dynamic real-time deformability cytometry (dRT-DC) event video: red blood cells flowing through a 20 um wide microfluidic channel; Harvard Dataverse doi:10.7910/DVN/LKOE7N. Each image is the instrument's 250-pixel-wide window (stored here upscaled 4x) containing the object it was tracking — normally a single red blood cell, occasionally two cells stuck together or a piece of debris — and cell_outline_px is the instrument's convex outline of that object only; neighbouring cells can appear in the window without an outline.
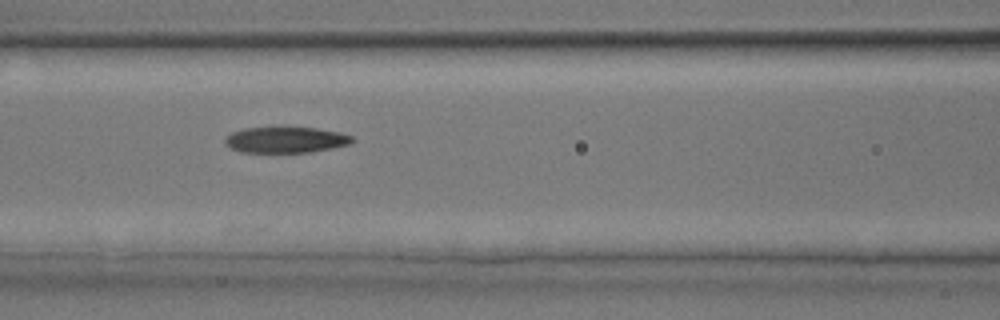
{"species": "common noctule bat (a hibernating species)", "species_latin": "Nyctalus noctula", "temperature_condition": "room temperature", "stored_images_in_passage": 7, "camera_frame_rate_fps": 3000, "um_per_image_px": 0.085, "animal": {"sex": "male", "body_mass_g": 17.9, "forearm_length_mm": 54.2}, "frame": {"image": 1, "passage_image": 7, "time_ms": 6.667, "image_size_px": [1000, 320], "cell_outline_px": [[356, 140], [352, 144], [332, 148], [308, 152], [240, 152], [224, 144], [224, 136], [232, 132], [244, 128], [276, 124], [280, 124], [316, 128], [340, 132], [352, 136]], "centroid_in_image_um": [24.27, 11.83], "position_along_channel_um": 142.3, "area_um2": 20.35}}